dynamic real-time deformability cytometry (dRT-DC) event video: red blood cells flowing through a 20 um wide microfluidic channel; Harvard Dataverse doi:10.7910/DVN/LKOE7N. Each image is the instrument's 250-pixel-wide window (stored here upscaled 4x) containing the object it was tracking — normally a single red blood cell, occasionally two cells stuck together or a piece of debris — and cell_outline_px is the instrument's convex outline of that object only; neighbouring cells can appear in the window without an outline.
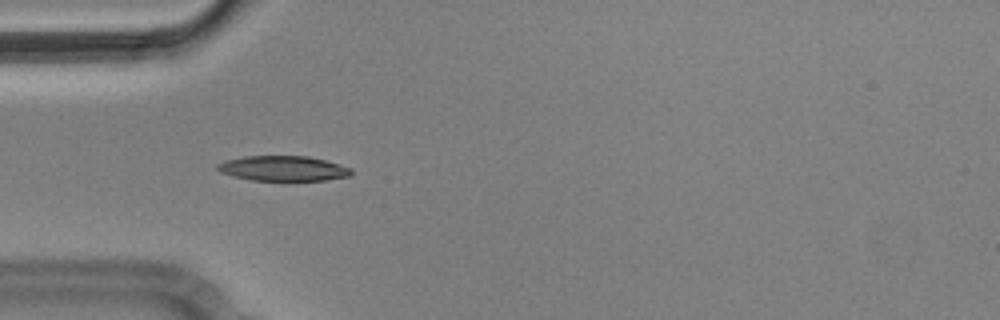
{"species": "Egyptian fruit bat (a non-hibernating species)", "species_latin": "Rousettus aegyptiacus", "temperature_condition": "cold", "stored_images_in_passage": 12, "camera_frame_rate_fps": 3000, "um_per_image_px": 0.085, "animal": {"sex": "male"}, "frame": {"image": 1, "passage_image": 4, "time_ms": 1.0, "image_size_px": [1000, 320], "cell_outline_px": [[352, 176], [324, 180], [252, 180], [232, 176], [220, 172], [216, 168], [216, 164], [224, 160], [244, 156], [308, 156], [324, 160], [352, 168]], "centroid_in_image_um": [24.04, 14.31], "position_along_channel_um": 61.0, "area_um2": 19.59}}
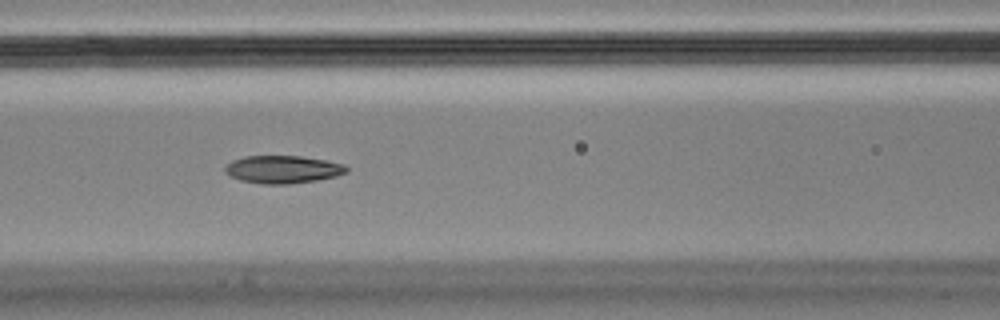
{"frame": {"image": 2, "passage_image": 6, "time_ms": 1.667, "image_size_px": [1000, 320], "cell_outline_px": [[348, 172], [336, 176], [316, 180], [288, 184], [264, 184], [240, 180], [224, 172], [224, 168], [232, 160], [244, 156], [300, 156], [324, 160], [344, 164], [348, 168]], "centroid_in_image_um": [24.04, 14.4], "position_along_channel_um": 142.6, "area_um2": 19.54}}
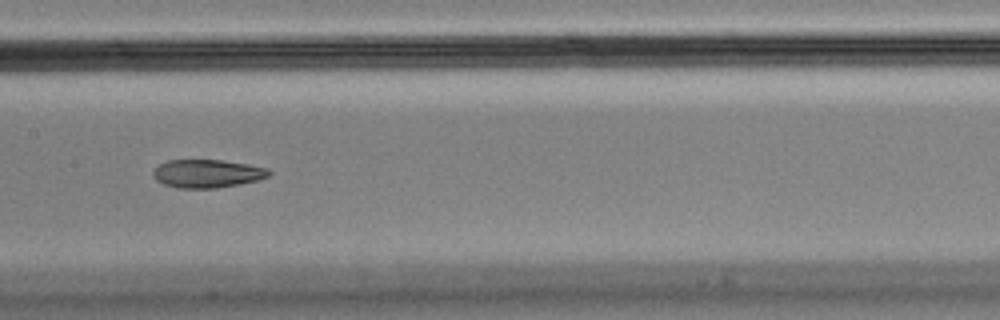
{"frame": {"image": 3, "passage_image": 7, "time_ms": 2.0, "image_size_px": [1000, 320], "cell_outline_px": [[272, 172], [268, 176], [256, 180], [216, 188], [176, 188], [164, 184], [156, 180], [152, 176], [152, 172], [160, 164], [168, 160], [220, 160], [248, 164], [268, 168]], "centroid_in_image_um": [17.59, 14.75], "position_along_channel_um": 189.8, "area_um2": 18.9}}